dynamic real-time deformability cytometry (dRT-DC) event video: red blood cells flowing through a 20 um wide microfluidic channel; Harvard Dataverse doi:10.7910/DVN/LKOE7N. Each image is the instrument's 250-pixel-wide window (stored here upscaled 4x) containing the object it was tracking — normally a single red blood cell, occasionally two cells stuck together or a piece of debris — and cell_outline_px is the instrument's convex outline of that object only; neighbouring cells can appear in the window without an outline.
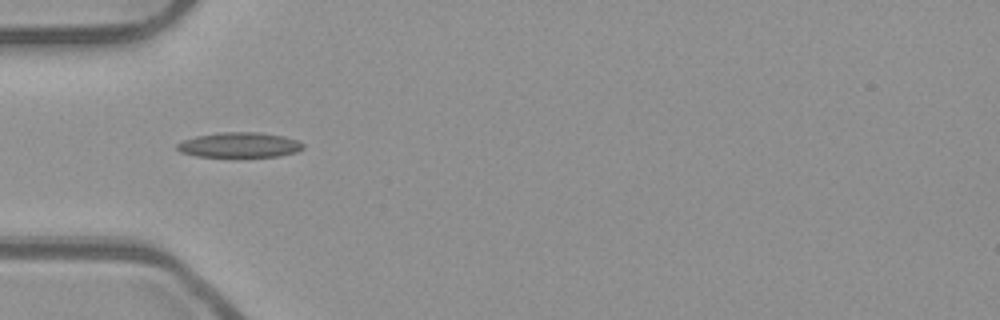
{"species": "common noctule bat (a hibernating species)", "species_latin": "Nyctalus noctula", "temperature_condition": "room temperature", "stored_images_in_passage": 36, "camera_frame_rate_fps": 3000, "um_per_image_px": 0.085, "animal": {"sex": "male", "body_mass_g": 23.1, "forearm_length_mm": 52.7}, "frame": {"image": 1, "passage_image": 1, "time_ms": 0.0, "image_size_px": [1000, 320], "cell_outline_px": [[304, 148], [296, 152], [280, 156], [196, 156], [180, 152], [176, 148], [176, 144], [184, 140], [196, 136], [220, 132], [256, 132], [284, 136], [296, 140], [304, 144]], "centroid_in_image_um": [20.35, 12.31], "position_along_channel_um": 64.7, "area_um2": 18.26}}
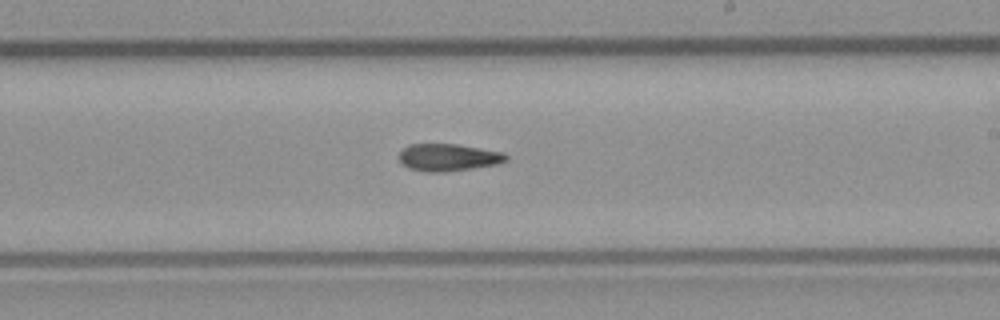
{"frame": {"image": 2, "passage_image": 15, "time_ms": 4.667, "image_size_px": [1000, 320], "cell_outline_px": [[508, 160], [496, 164], [472, 168], [444, 172], [428, 172], [408, 168], [400, 160], [400, 152], [408, 144], [456, 144], [504, 152], [508, 156]], "centroid_in_image_um": [38.12, 13.37], "position_along_channel_um": 250.9, "area_um2": 16.88}}
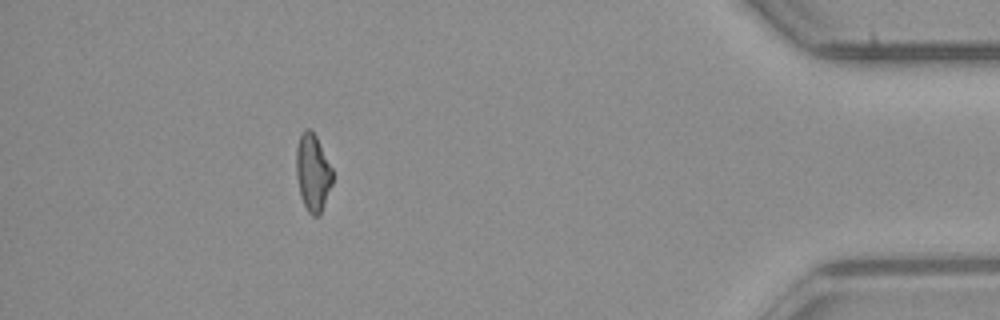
{"frame": {"image": 3, "passage_image": 31, "time_ms": 10.0, "image_size_px": [1000, 320], "cell_outline_px": [[332, 184], [320, 216], [312, 216], [308, 212], [300, 196], [296, 176], [296, 148], [300, 132], [304, 128], [308, 128], [316, 136], [332, 168]], "centroid_in_image_um": [26.57, 14.67], "position_along_channel_um": 408.6, "area_um2": 16.47}}